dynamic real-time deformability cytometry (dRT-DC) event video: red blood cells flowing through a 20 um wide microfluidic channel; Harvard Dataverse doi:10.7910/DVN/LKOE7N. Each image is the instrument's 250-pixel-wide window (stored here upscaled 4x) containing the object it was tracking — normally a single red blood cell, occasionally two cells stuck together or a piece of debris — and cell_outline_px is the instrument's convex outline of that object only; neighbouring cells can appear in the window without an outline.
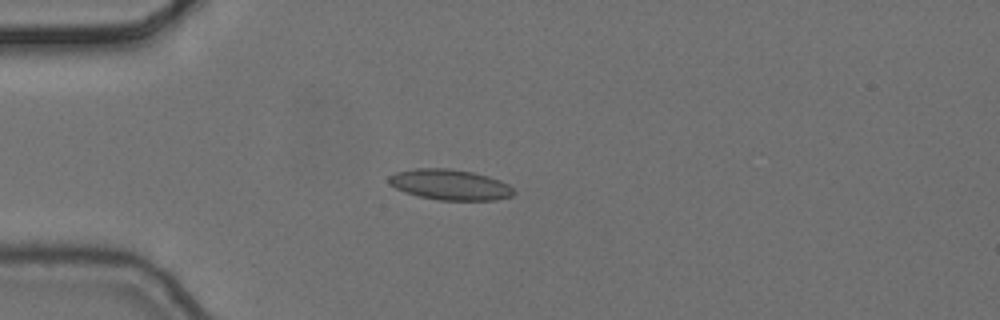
{"species": "common noctule bat (a hibernating species)", "species_latin": "Nyctalus noctula", "temperature_condition": "cold", "stored_images_in_passage": 7, "camera_frame_rate_fps": 3000, "um_per_image_px": 0.085, "animal": {"sex": "female", "body_mass_g": 24.6, "forearm_length_mm": 56.2}, "frame": {"image": 1, "passage_image": 5, "time_ms": 1.333, "image_size_px": [1000, 320], "cell_outline_px": [[516, 192], [512, 196], [496, 200], [440, 200], [416, 196], [404, 192], [388, 184], [388, 176], [396, 172], [416, 168], [448, 168], [472, 172], [488, 176], [500, 180], [508, 184]], "centroid_in_image_um": [38.23, 15.7], "position_along_channel_um": 46.8, "area_um2": 22.43}}
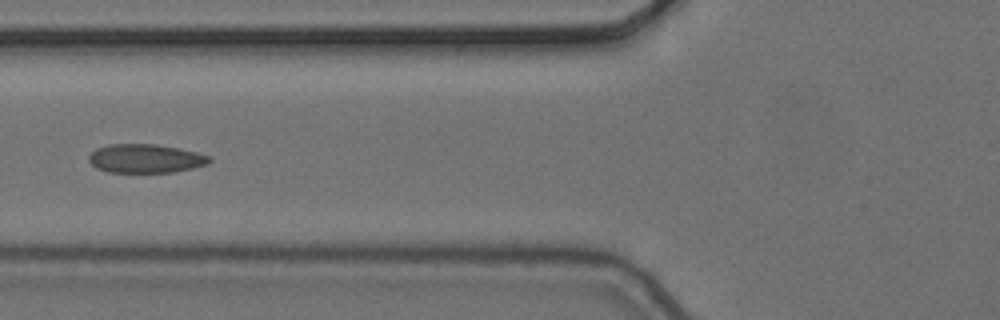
{"frame": {"image": 2, "passage_image": 7, "time_ms": 2.0, "image_size_px": [1000, 320], "cell_outline_px": [[212, 160], [208, 164], [192, 168], [172, 172], [108, 172], [96, 168], [88, 160], [88, 156], [96, 148], [108, 144], [152, 144], [180, 148], [212, 156]], "centroid_in_image_um": [12.37, 13.47], "position_along_channel_um": 113.4, "area_um2": 20.29}}